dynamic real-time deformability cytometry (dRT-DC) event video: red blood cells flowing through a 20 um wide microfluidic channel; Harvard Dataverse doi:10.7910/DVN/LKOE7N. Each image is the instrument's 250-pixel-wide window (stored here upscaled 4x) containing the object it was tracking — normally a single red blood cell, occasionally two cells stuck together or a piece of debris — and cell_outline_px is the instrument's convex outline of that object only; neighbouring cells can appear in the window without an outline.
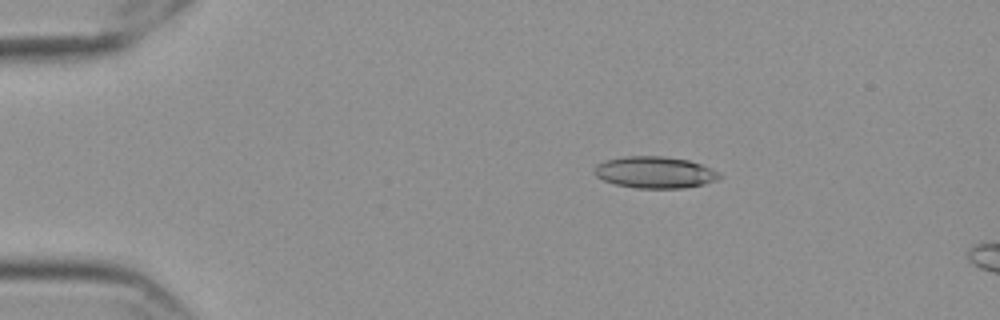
{"species": "Egyptian fruit bat (a non-hibernating species)", "species_latin": "Rousettus aegyptiacus", "temperature_condition": "cold", "stored_images_in_passage": 10, "camera_frame_rate_fps": 3000, "um_per_image_px": 0.085, "frame": {"image": 1, "passage_image": 4, "time_ms": 1.0, "image_size_px": [1000, 320], "cell_outline_px": [[724, 176], [716, 180], [704, 184], [684, 188], [636, 188], [616, 184], [604, 180], [596, 176], [592, 172], [596, 164], [604, 160], [628, 156], [664, 156], [688, 160], [700, 164], [720, 172]], "centroid_in_image_um": [55.66, 14.65], "position_along_channel_um": 29.3, "area_um2": 23.18}}